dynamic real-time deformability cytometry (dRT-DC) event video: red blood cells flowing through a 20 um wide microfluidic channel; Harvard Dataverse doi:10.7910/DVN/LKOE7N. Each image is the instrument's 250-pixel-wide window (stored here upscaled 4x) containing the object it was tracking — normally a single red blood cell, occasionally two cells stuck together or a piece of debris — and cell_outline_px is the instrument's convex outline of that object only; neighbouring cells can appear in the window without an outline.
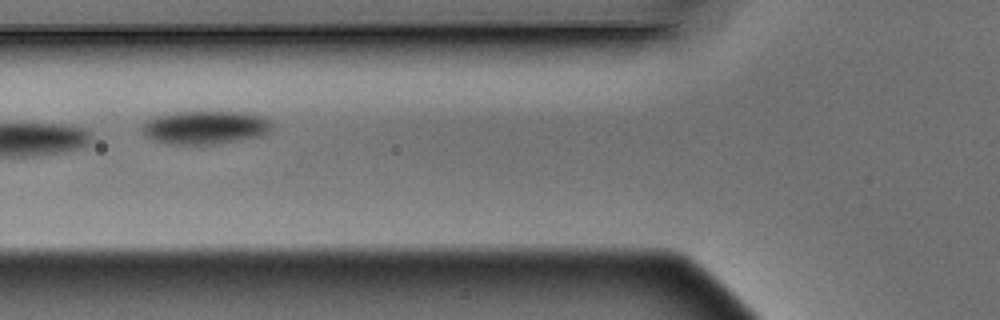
{"species": "Egyptian fruit bat (a non-hibernating species)", "species_latin": "Rousettus aegyptiacus", "temperature_condition": "warm", "stored_images_in_passage": 8, "camera_frame_rate_fps": 3000, "um_per_image_px": 0.085, "animal": {"sex": "male"}, "frame": {"image": 1, "passage_image": 5, "time_ms": 1.333, "image_size_px": [1000, 320], "cell_outline_px": [[272, 124], [268, 132], [256, 136], [240, 140], [212, 144], [168, 144], [144, 136], [144, 124], [148, 120], [156, 116], [176, 112], [244, 112], [260, 116], [268, 120]], "centroid_in_image_um": [17.43, 10.83], "position_along_channel_um": 108.4, "area_um2": 24.68}}
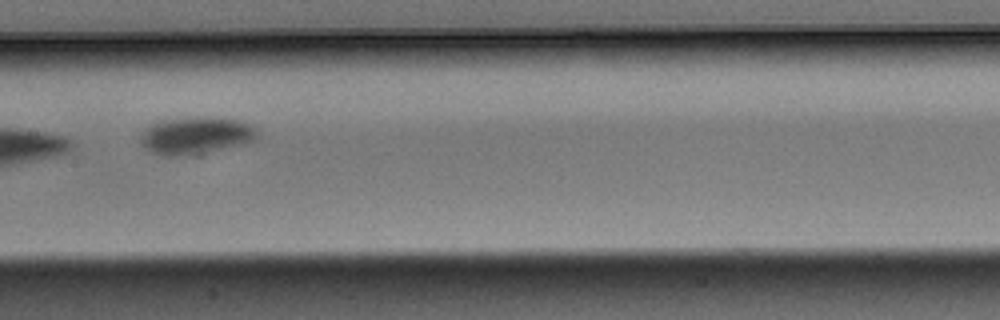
{"frame": {"image": 2, "passage_image": 7, "time_ms": 2.0, "image_size_px": [1000, 320], "cell_outline_px": [[256, 136], [252, 140], [240, 144], [196, 156], [164, 156], [152, 152], [140, 144], [140, 136], [144, 128], [160, 120], [188, 116], [212, 116], [240, 120], [256, 128]], "centroid_in_image_um": [16.58, 11.51], "position_along_channel_um": 190.8, "area_um2": 25.89}}
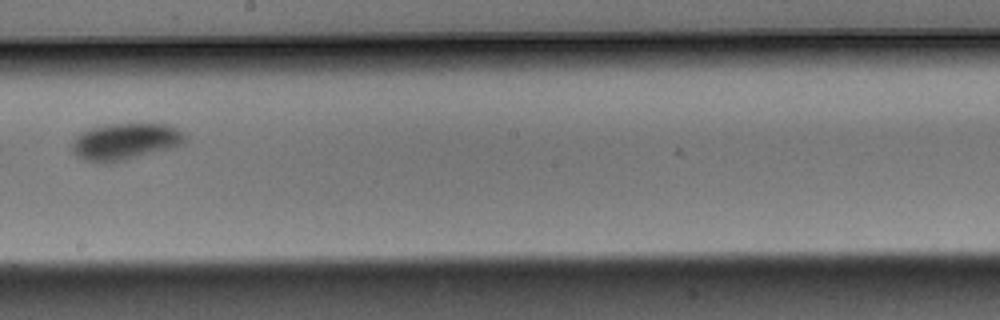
{"frame": {"image": 3, "passage_image": 8, "time_ms": 2.333, "image_size_px": [1000, 320], "cell_outline_px": [[188, 140], [180, 144], [168, 148], [112, 164], [100, 164], [84, 160], [76, 156], [72, 152], [72, 144], [80, 132], [88, 128], [104, 124], [168, 124], [176, 128]], "centroid_in_image_um": [10.56, 12.05], "position_along_channel_um": 237.6, "area_um2": 24.22}}